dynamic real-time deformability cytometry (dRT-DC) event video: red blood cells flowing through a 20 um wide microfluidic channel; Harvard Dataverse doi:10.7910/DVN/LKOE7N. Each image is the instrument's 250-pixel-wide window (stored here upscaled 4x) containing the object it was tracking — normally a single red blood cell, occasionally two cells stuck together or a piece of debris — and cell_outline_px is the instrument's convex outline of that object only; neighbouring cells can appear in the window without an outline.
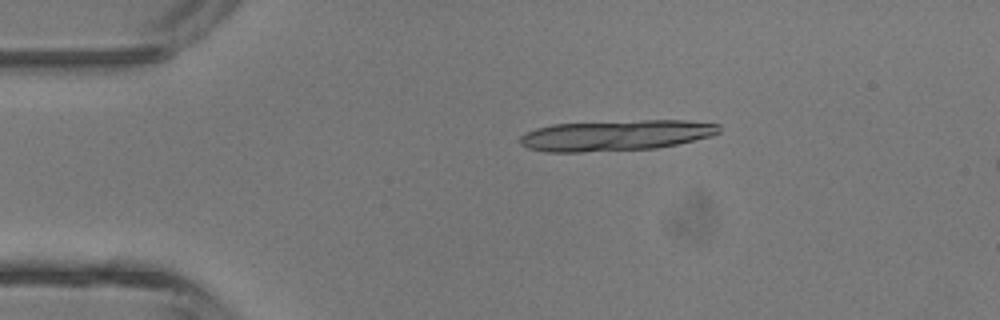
{"species": "common noctule bat (a hibernating species)", "species_latin": "Nyctalus noctula", "temperature_condition": "room temperature", "stored_images_in_passage": 3, "camera_frame_rate_fps": 3000, "um_per_image_px": 0.085, "animal": {"sex": "male", "body_mass_g": 13.3}, "frame": {"image": 1, "passage_image": 1, "time_ms": 0.0, "image_size_px": [1000, 320], "cell_outline_px": [[720, 132], [712, 136], [676, 144], [656, 148], [584, 152], [544, 152], [528, 148], [520, 144], [520, 136], [536, 128], [552, 124], [644, 120], [684, 120], [720, 124]], "centroid_in_image_um": [52.34, 11.51], "position_along_channel_um": 32.7, "area_um2": 35.66}}